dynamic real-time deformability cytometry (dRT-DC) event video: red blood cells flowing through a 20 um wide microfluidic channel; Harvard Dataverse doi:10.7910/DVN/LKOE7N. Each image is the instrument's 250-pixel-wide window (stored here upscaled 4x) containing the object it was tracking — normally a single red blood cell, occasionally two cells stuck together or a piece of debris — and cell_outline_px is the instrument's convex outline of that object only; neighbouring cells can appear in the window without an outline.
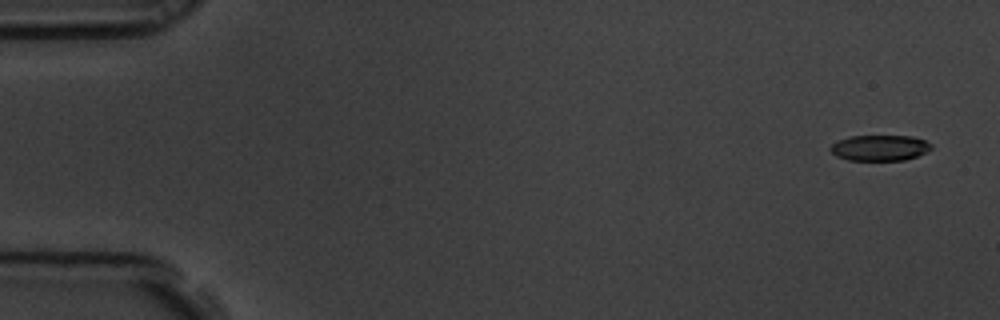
{"species": "common noctule bat (a hibernating species)", "species_latin": "Nyctalus noctula", "temperature_condition": "room temperature", "stored_images_in_passage": 6, "camera_frame_rate_fps": 3000, "um_per_image_px": 0.085, "animal": {"sex": "male", "body_mass_g": 19.5, "forearm_length_mm": 54.6}, "frame": {"image": 1, "passage_image": 1, "time_ms": 0.0, "image_size_px": [1000, 320], "cell_outline_px": [[932, 148], [916, 156], [904, 160], [848, 160], [836, 156], [828, 148], [836, 140], [848, 136], [912, 136], [924, 140], [932, 144]], "centroid_in_image_um": [74.73, 12.56], "position_along_channel_um": 10.3, "area_um2": 15.14}}
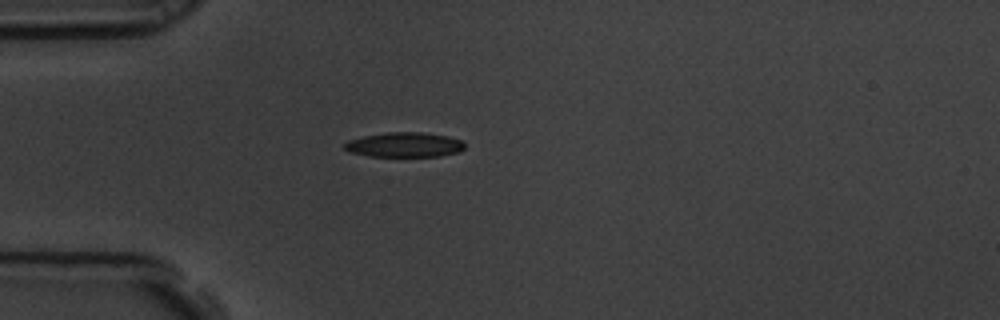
{"frame": {"image": 2, "passage_image": 5, "time_ms": 1.333, "image_size_px": [1000, 320], "cell_outline_px": [[464, 148], [460, 152], [440, 156], [368, 156], [348, 152], [344, 148], [344, 144], [348, 140], [364, 136], [388, 132], [420, 132], [448, 136], [460, 140], [464, 144]], "centroid_in_image_um": [34.36, 12.31], "position_along_channel_um": 50.6, "area_um2": 17.34}}